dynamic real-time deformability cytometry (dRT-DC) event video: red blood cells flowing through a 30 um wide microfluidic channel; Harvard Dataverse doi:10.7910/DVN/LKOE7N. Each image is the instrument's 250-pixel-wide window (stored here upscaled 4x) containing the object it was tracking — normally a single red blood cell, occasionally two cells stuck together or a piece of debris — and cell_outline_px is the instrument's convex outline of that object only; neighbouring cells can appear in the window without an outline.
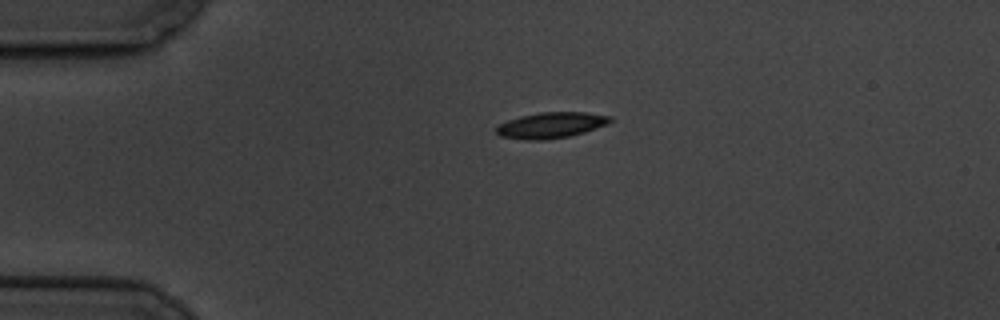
{"species": "common noctule bat (a hibernating species)", "species_latin": "Nyctalus noctula", "temperature_condition": "cold", "stored_images_in_passage": 2, "camera_frame_rate_fps": 3000, "um_per_image_px": 0.085, "animal": {"sex": "male", "body_mass_g": 19.5, "forearm_length_mm": 54.6}, "frame": {"image": 1, "passage_image": 1, "time_ms": 0.0, "image_size_px": [1000, 320], "cell_outline_px": [[612, 120], [608, 124], [584, 132], [568, 136], [544, 140], [524, 140], [500, 136], [496, 132], [496, 128], [500, 124], [508, 120], [520, 116], [540, 112], [588, 112], [612, 116]], "centroid_in_image_um": [46.85, 10.63], "position_along_channel_um": 38.1, "area_um2": 17.17}}